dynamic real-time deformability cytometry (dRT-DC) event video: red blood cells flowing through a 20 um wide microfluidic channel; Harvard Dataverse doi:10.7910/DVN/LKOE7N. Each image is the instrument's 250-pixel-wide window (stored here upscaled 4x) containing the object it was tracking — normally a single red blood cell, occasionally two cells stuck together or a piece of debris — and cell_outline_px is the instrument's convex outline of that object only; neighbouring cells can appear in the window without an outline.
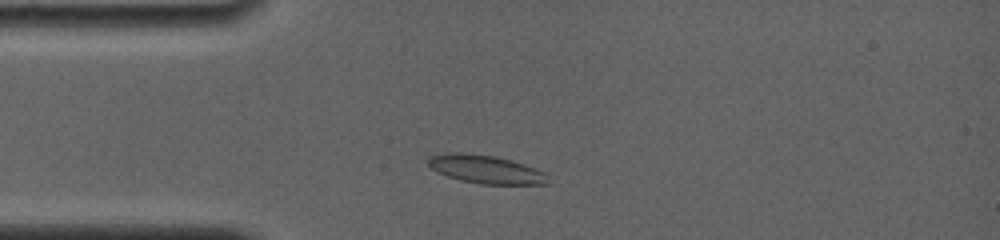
{"species": "common noctule bat (a hibernating species)", "species_latin": "Nyctalus noctula", "temperature_condition": "room temperature", "stored_images_in_passage": 4, "camera_frame_rate_fps": 4000, "um_per_image_px": 0.085, "animal": {"sex": "female", "body_mass_g": 19.0, "forearm_length_mm": 56.7}, "frame": {"image": 1, "passage_image": 1, "time_ms": 0.0, "image_size_px": [1000, 240], "cell_outline_px": [[548, 184], [480, 184], [460, 180], [436, 172], [428, 164], [428, 156], [452, 152], [460, 152], [496, 156], [512, 160], [536, 168], [544, 172]], "centroid_in_image_um": [41.26, 14.38], "position_along_channel_um": 43.7, "area_um2": 19.71}}
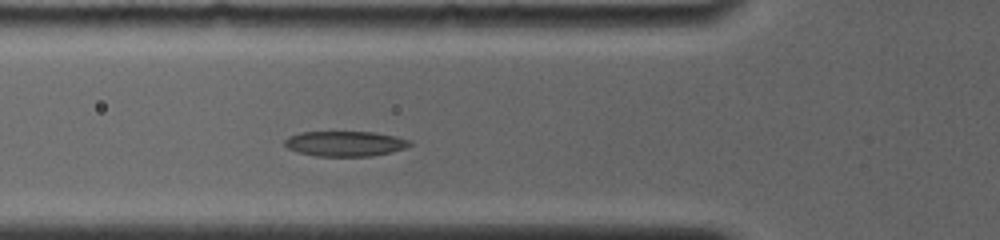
{"frame": {"image": 2, "passage_image": 4, "time_ms": 1.75, "image_size_px": [1000, 240], "cell_outline_px": [[412, 144], [404, 148], [392, 152], [372, 156], [316, 156], [296, 152], [288, 148], [284, 144], [284, 140], [288, 136], [300, 132], [372, 132], [396, 136], [408, 140]], "centroid_in_image_um": [29.3, 12.21], "position_along_channel_um": 96.5, "area_um2": 18.38}}